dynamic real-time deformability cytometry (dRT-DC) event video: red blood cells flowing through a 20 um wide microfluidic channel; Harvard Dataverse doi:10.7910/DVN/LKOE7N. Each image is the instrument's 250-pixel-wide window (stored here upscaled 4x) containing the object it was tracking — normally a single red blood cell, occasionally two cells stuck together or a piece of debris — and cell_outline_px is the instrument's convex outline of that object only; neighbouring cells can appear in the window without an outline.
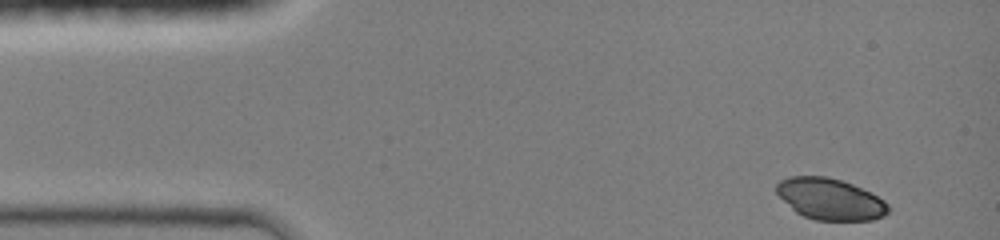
{"species": "common noctule bat (a hibernating species)", "species_latin": "Nyctalus noctula", "temperature_condition": "room temperature", "stored_images_in_passage": 74, "camera_frame_rate_fps": 3000, "um_per_image_px": 0.085, "animal": {"sex": "female", "body_mass_g": 19.0, "forearm_length_mm": 51.5}, "frame": {"image": 1, "passage_image": 1, "time_ms": 0.0, "image_size_px": [1000, 240], "cell_outline_px": [[888, 212], [884, 216], [872, 220], [816, 220], [804, 216], [796, 212], [776, 192], [776, 184], [780, 180], [788, 176], [828, 176], [852, 184], [884, 200], [888, 204]], "centroid_in_image_um": [70.55, 16.92], "position_along_channel_um": 14.5, "area_um2": 26.7}}
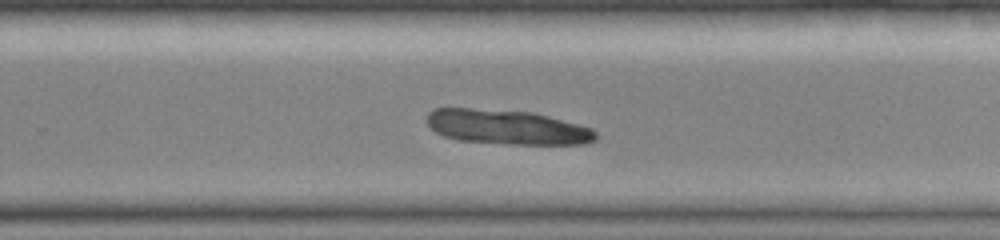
{"frame": {"image": 2, "passage_image": 44, "time_ms": 8.667, "image_size_px": [1000, 240], "cell_outline_px": [[596, 140], [584, 144], [508, 144], [460, 140], [444, 136], [436, 132], [428, 124], [428, 112], [432, 108], [472, 108], [532, 112], [548, 116], [592, 128], [596, 132]], "centroid_in_image_um": [43.09, 10.8], "position_along_channel_um": 286.7, "area_um2": 33.93}}
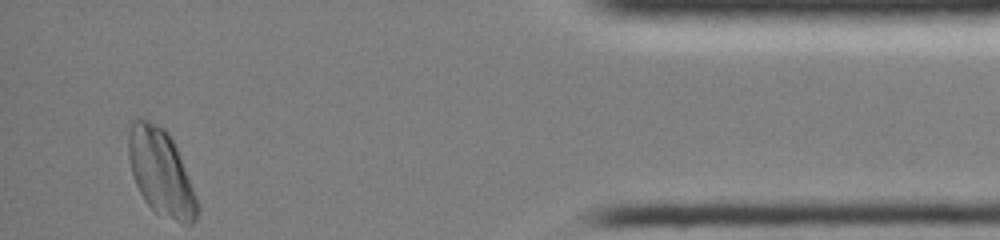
{"frame": {"image": 3, "passage_image": 72, "time_ms": 13.0, "image_size_px": [1000, 240], "cell_outline_px": [[200, 208], [196, 220], [192, 224], [188, 224], [176, 220], [156, 212], [144, 200], [136, 184], [128, 160], [128, 136], [132, 120], [148, 120], [164, 128], [168, 132], [176, 148], [200, 204]], "centroid_in_image_um": [13.69, 14.66], "position_along_channel_um": 421.5, "area_um2": 34.16}}